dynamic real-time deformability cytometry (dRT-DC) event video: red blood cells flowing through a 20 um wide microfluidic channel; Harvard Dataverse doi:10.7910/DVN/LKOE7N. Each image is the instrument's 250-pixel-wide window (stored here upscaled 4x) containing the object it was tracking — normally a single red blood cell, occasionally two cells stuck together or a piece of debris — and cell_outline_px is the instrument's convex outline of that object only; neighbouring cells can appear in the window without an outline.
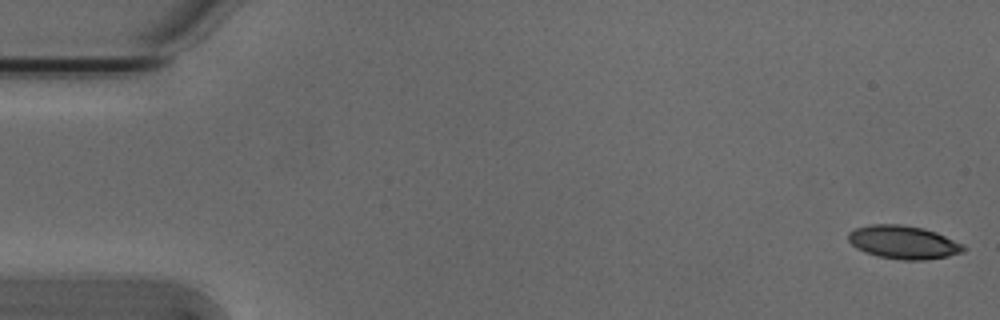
{"species": "Egyptian fruit bat (a non-hibernating species)", "species_latin": "Rousettus aegyptiacus", "temperature_condition": "cold", "stored_images_in_passage": 17, "camera_frame_rate_fps": 3000, "um_per_image_px": 0.085, "animal": {"sex": "male"}, "frame": {"image": 1, "passage_image": 1, "time_ms": 0.0, "image_size_px": [1000, 320], "cell_outline_px": [[968, 248], [964, 252], [948, 256], [924, 260], [900, 260], [880, 256], [864, 252], [856, 248], [848, 240], [848, 232], [856, 228], [872, 224], [900, 224], [924, 228], [936, 232], [964, 244]], "centroid_in_image_um": [76.82, 20.59], "position_along_channel_um": 8.2, "area_um2": 22.48}}
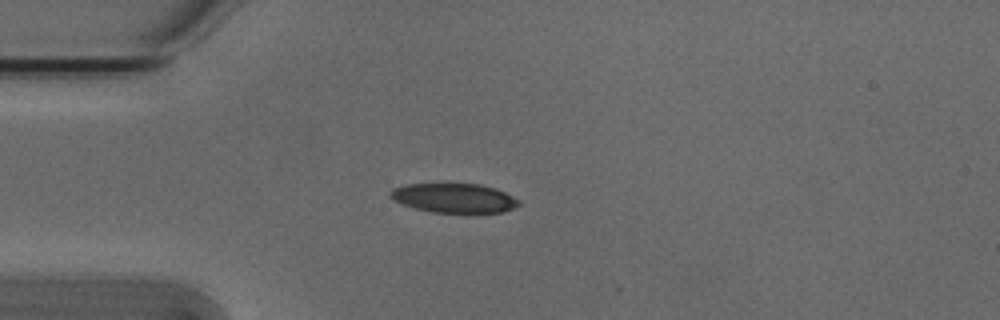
{"frame": {"image": 2, "passage_image": 14, "time_ms": 4.333, "image_size_px": [1000, 320], "cell_outline_px": [[520, 204], [504, 212], [432, 212], [416, 208], [404, 204], [388, 196], [388, 192], [392, 188], [408, 184], [480, 184], [496, 188], [520, 200]], "centroid_in_image_um": [38.6, 16.82], "position_along_channel_um": 46.4, "area_um2": 21.73}}